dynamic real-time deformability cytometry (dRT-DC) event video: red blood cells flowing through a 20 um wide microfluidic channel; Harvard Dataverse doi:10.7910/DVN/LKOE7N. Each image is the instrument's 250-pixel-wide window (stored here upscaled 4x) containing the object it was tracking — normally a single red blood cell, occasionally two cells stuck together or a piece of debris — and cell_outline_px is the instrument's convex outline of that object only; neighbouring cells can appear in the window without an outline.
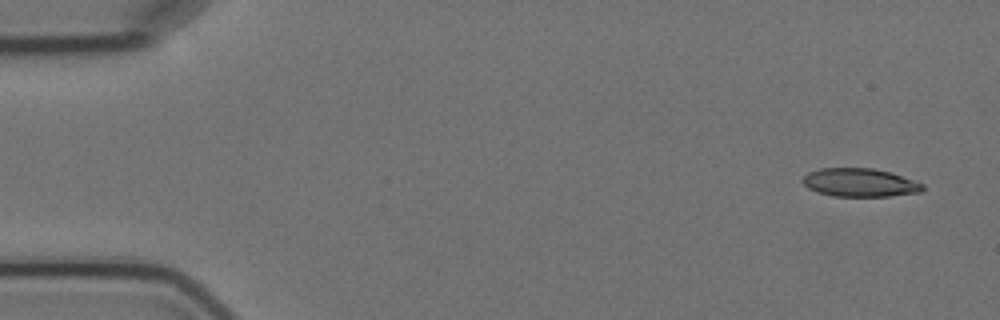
{"species": "Egyptian fruit bat (a non-hibernating species)", "species_latin": "Rousettus aegyptiacus", "temperature_condition": "cold", "stored_images_in_passage": 5, "camera_frame_rate_fps": 3000, "um_per_image_px": 0.085, "animal": {"sex": "female"}, "frame": {"image": 1, "passage_image": 1, "time_ms": 0.0, "image_size_px": [1000, 320], "cell_outline_px": [[924, 188], [920, 192], [888, 196], [832, 196], [816, 192], [808, 188], [800, 180], [808, 172], [820, 168], [872, 168], [892, 172], [924, 184]], "centroid_in_image_um": [73.06, 15.51], "position_along_channel_um": 11.9, "area_um2": 19.94}}
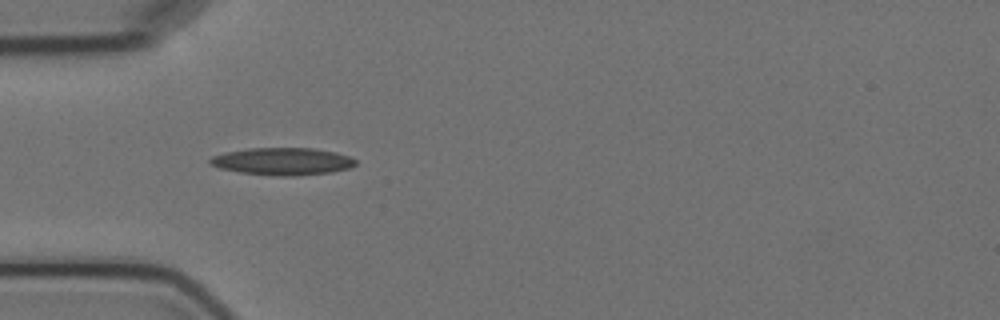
{"frame": {"image": 2, "passage_image": 4, "time_ms": 4.667, "image_size_px": [1000, 320], "cell_outline_px": [[356, 164], [348, 168], [332, 172], [296, 176], [276, 176], [240, 172], [220, 168], [212, 164], [208, 160], [212, 156], [224, 152], [248, 148], [316, 148], [336, 152], [348, 156], [356, 160]], "centroid_in_image_um": [24.02, 13.71], "position_along_channel_um": 61.0, "area_um2": 23.24}}
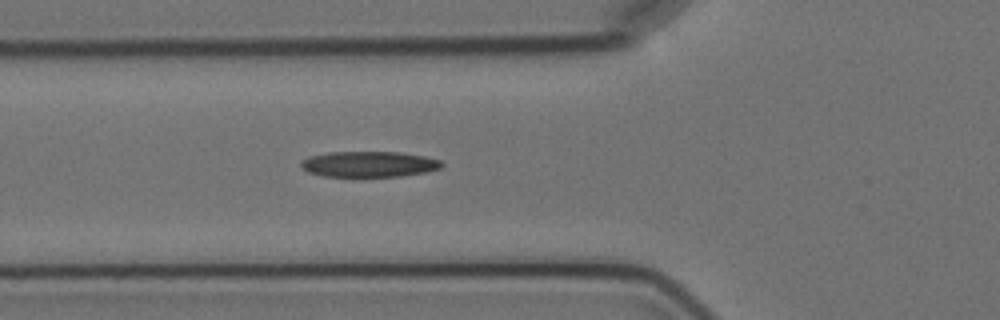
{"frame": {"image": 3, "passage_image": 5, "time_ms": 5.667, "image_size_px": [1000, 320], "cell_outline_px": [[444, 164], [440, 168], [424, 172], [400, 176], [320, 176], [308, 172], [300, 164], [300, 160], [308, 156], [328, 152], [400, 152], [424, 156], [440, 160]], "centroid_in_image_um": [31.32, 13.94], "position_along_channel_um": 94.5, "area_um2": 21.04}}